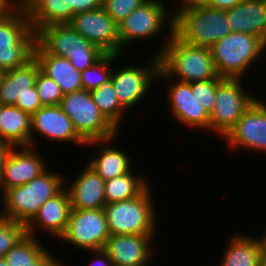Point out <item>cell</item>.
Segmentation results:
<instances>
[{
	"label": "cell",
	"mask_w": 266,
	"mask_h": 266,
	"mask_svg": "<svg viewBox=\"0 0 266 266\" xmlns=\"http://www.w3.org/2000/svg\"><path fill=\"white\" fill-rule=\"evenodd\" d=\"M35 86L43 106L59 105L64 94L59 85L41 70L38 71Z\"/></svg>",
	"instance_id": "obj_33"
},
{
	"label": "cell",
	"mask_w": 266,
	"mask_h": 266,
	"mask_svg": "<svg viewBox=\"0 0 266 266\" xmlns=\"http://www.w3.org/2000/svg\"><path fill=\"white\" fill-rule=\"evenodd\" d=\"M121 55L105 53L92 66L81 72L82 88L92 91L102 85L111 76L114 61Z\"/></svg>",
	"instance_id": "obj_31"
},
{
	"label": "cell",
	"mask_w": 266,
	"mask_h": 266,
	"mask_svg": "<svg viewBox=\"0 0 266 266\" xmlns=\"http://www.w3.org/2000/svg\"><path fill=\"white\" fill-rule=\"evenodd\" d=\"M0 266H8V264H7V262H6L4 257L0 258Z\"/></svg>",
	"instance_id": "obj_45"
},
{
	"label": "cell",
	"mask_w": 266,
	"mask_h": 266,
	"mask_svg": "<svg viewBox=\"0 0 266 266\" xmlns=\"http://www.w3.org/2000/svg\"><path fill=\"white\" fill-rule=\"evenodd\" d=\"M36 133V134H34ZM44 136L56 142L86 145L75 131L71 119L60 105L42 106L31 115L30 146H36V136Z\"/></svg>",
	"instance_id": "obj_16"
},
{
	"label": "cell",
	"mask_w": 266,
	"mask_h": 266,
	"mask_svg": "<svg viewBox=\"0 0 266 266\" xmlns=\"http://www.w3.org/2000/svg\"><path fill=\"white\" fill-rule=\"evenodd\" d=\"M109 237L103 208L72 209L67 228L59 239L90 252L104 249Z\"/></svg>",
	"instance_id": "obj_11"
},
{
	"label": "cell",
	"mask_w": 266,
	"mask_h": 266,
	"mask_svg": "<svg viewBox=\"0 0 266 266\" xmlns=\"http://www.w3.org/2000/svg\"><path fill=\"white\" fill-rule=\"evenodd\" d=\"M135 169L104 182L106 204L125 201L140 195L150 184L144 175H138Z\"/></svg>",
	"instance_id": "obj_29"
},
{
	"label": "cell",
	"mask_w": 266,
	"mask_h": 266,
	"mask_svg": "<svg viewBox=\"0 0 266 266\" xmlns=\"http://www.w3.org/2000/svg\"><path fill=\"white\" fill-rule=\"evenodd\" d=\"M156 235L122 234L110 235L104 250L108 253L113 266H136L149 264ZM153 249V250H152Z\"/></svg>",
	"instance_id": "obj_18"
},
{
	"label": "cell",
	"mask_w": 266,
	"mask_h": 266,
	"mask_svg": "<svg viewBox=\"0 0 266 266\" xmlns=\"http://www.w3.org/2000/svg\"><path fill=\"white\" fill-rule=\"evenodd\" d=\"M166 35L164 47L155 55L159 57L160 68L171 79L191 83L221 78L209 48L188 44L174 32Z\"/></svg>",
	"instance_id": "obj_2"
},
{
	"label": "cell",
	"mask_w": 266,
	"mask_h": 266,
	"mask_svg": "<svg viewBox=\"0 0 266 266\" xmlns=\"http://www.w3.org/2000/svg\"><path fill=\"white\" fill-rule=\"evenodd\" d=\"M5 72L6 71L4 69L0 68V84L2 83V80L4 78Z\"/></svg>",
	"instance_id": "obj_44"
},
{
	"label": "cell",
	"mask_w": 266,
	"mask_h": 266,
	"mask_svg": "<svg viewBox=\"0 0 266 266\" xmlns=\"http://www.w3.org/2000/svg\"><path fill=\"white\" fill-rule=\"evenodd\" d=\"M262 235H263V236H262ZM262 235L259 236V237H261L262 244H263L264 248L266 249V230H265V233L262 234Z\"/></svg>",
	"instance_id": "obj_43"
},
{
	"label": "cell",
	"mask_w": 266,
	"mask_h": 266,
	"mask_svg": "<svg viewBox=\"0 0 266 266\" xmlns=\"http://www.w3.org/2000/svg\"><path fill=\"white\" fill-rule=\"evenodd\" d=\"M223 252L220 266H261V255L264 249L261 238L231 234Z\"/></svg>",
	"instance_id": "obj_25"
},
{
	"label": "cell",
	"mask_w": 266,
	"mask_h": 266,
	"mask_svg": "<svg viewBox=\"0 0 266 266\" xmlns=\"http://www.w3.org/2000/svg\"><path fill=\"white\" fill-rule=\"evenodd\" d=\"M34 58L40 70L59 85L64 95L83 89L81 72L68 58L47 54L37 43Z\"/></svg>",
	"instance_id": "obj_22"
},
{
	"label": "cell",
	"mask_w": 266,
	"mask_h": 266,
	"mask_svg": "<svg viewBox=\"0 0 266 266\" xmlns=\"http://www.w3.org/2000/svg\"><path fill=\"white\" fill-rule=\"evenodd\" d=\"M161 0H147L118 24L121 51L135 41L155 39L167 28L173 32L174 13ZM169 9V11H168ZM171 10V11H170ZM162 30V31H161ZM127 45V46H126Z\"/></svg>",
	"instance_id": "obj_9"
},
{
	"label": "cell",
	"mask_w": 266,
	"mask_h": 266,
	"mask_svg": "<svg viewBox=\"0 0 266 266\" xmlns=\"http://www.w3.org/2000/svg\"><path fill=\"white\" fill-rule=\"evenodd\" d=\"M147 0H103L102 7L106 13L117 23L129 16L134 9Z\"/></svg>",
	"instance_id": "obj_35"
},
{
	"label": "cell",
	"mask_w": 266,
	"mask_h": 266,
	"mask_svg": "<svg viewBox=\"0 0 266 266\" xmlns=\"http://www.w3.org/2000/svg\"><path fill=\"white\" fill-rule=\"evenodd\" d=\"M261 266H266V249L264 248L261 255Z\"/></svg>",
	"instance_id": "obj_42"
},
{
	"label": "cell",
	"mask_w": 266,
	"mask_h": 266,
	"mask_svg": "<svg viewBox=\"0 0 266 266\" xmlns=\"http://www.w3.org/2000/svg\"><path fill=\"white\" fill-rule=\"evenodd\" d=\"M38 238L26 234L5 253L8 266H64L45 249Z\"/></svg>",
	"instance_id": "obj_26"
},
{
	"label": "cell",
	"mask_w": 266,
	"mask_h": 266,
	"mask_svg": "<svg viewBox=\"0 0 266 266\" xmlns=\"http://www.w3.org/2000/svg\"><path fill=\"white\" fill-rule=\"evenodd\" d=\"M265 52H266V37H265V39L263 41V53H265Z\"/></svg>",
	"instance_id": "obj_46"
},
{
	"label": "cell",
	"mask_w": 266,
	"mask_h": 266,
	"mask_svg": "<svg viewBox=\"0 0 266 266\" xmlns=\"http://www.w3.org/2000/svg\"><path fill=\"white\" fill-rule=\"evenodd\" d=\"M232 32L266 37V0H245L226 10Z\"/></svg>",
	"instance_id": "obj_21"
},
{
	"label": "cell",
	"mask_w": 266,
	"mask_h": 266,
	"mask_svg": "<svg viewBox=\"0 0 266 266\" xmlns=\"http://www.w3.org/2000/svg\"><path fill=\"white\" fill-rule=\"evenodd\" d=\"M142 65H130L112 69V84L120 103L129 110L143 100L152 83L157 81L160 69L159 57L155 54ZM147 64V66H146ZM146 94V95H145Z\"/></svg>",
	"instance_id": "obj_12"
},
{
	"label": "cell",
	"mask_w": 266,
	"mask_h": 266,
	"mask_svg": "<svg viewBox=\"0 0 266 266\" xmlns=\"http://www.w3.org/2000/svg\"><path fill=\"white\" fill-rule=\"evenodd\" d=\"M114 138L116 139V136L106 140L86 143V145H92V147L95 145L94 148L97 147L93 149L96 151V156L94 155V158H90L87 165L101 176L104 181L121 176L133 169L130 155L120 149L107 145L108 143H112L111 141L115 140ZM96 149H98V152Z\"/></svg>",
	"instance_id": "obj_23"
},
{
	"label": "cell",
	"mask_w": 266,
	"mask_h": 266,
	"mask_svg": "<svg viewBox=\"0 0 266 266\" xmlns=\"http://www.w3.org/2000/svg\"><path fill=\"white\" fill-rule=\"evenodd\" d=\"M31 115L14 105L0 109V140L13 147L30 146Z\"/></svg>",
	"instance_id": "obj_27"
},
{
	"label": "cell",
	"mask_w": 266,
	"mask_h": 266,
	"mask_svg": "<svg viewBox=\"0 0 266 266\" xmlns=\"http://www.w3.org/2000/svg\"><path fill=\"white\" fill-rule=\"evenodd\" d=\"M71 210L70 196L65 187L39 208L35 217L26 225L27 234L37 237L36 231L40 229L53 239H59L67 228Z\"/></svg>",
	"instance_id": "obj_19"
},
{
	"label": "cell",
	"mask_w": 266,
	"mask_h": 266,
	"mask_svg": "<svg viewBox=\"0 0 266 266\" xmlns=\"http://www.w3.org/2000/svg\"><path fill=\"white\" fill-rule=\"evenodd\" d=\"M36 43L47 54L68 58L80 72L92 66L105 54L69 24L42 27L36 32Z\"/></svg>",
	"instance_id": "obj_6"
},
{
	"label": "cell",
	"mask_w": 266,
	"mask_h": 266,
	"mask_svg": "<svg viewBox=\"0 0 266 266\" xmlns=\"http://www.w3.org/2000/svg\"><path fill=\"white\" fill-rule=\"evenodd\" d=\"M242 80V78L223 77L218 80L215 106L210 113V132L219 135L220 139L256 99L245 91Z\"/></svg>",
	"instance_id": "obj_10"
},
{
	"label": "cell",
	"mask_w": 266,
	"mask_h": 266,
	"mask_svg": "<svg viewBox=\"0 0 266 266\" xmlns=\"http://www.w3.org/2000/svg\"><path fill=\"white\" fill-rule=\"evenodd\" d=\"M93 252L94 255L97 256H95L96 258L91 259L90 266H113V262L111 261L108 253L104 249L91 251V253Z\"/></svg>",
	"instance_id": "obj_39"
},
{
	"label": "cell",
	"mask_w": 266,
	"mask_h": 266,
	"mask_svg": "<svg viewBox=\"0 0 266 266\" xmlns=\"http://www.w3.org/2000/svg\"><path fill=\"white\" fill-rule=\"evenodd\" d=\"M71 119L79 137L85 142L100 141L118 135V130L93 102L90 91L81 89L65 94L59 104Z\"/></svg>",
	"instance_id": "obj_8"
},
{
	"label": "cell",
	"mask_w": 266,
	"mask_h": 266,
	"mask_svg": "<svg viewBox=\"0 0 266 266\" xmlns=\"http://www.w3.org/2000/svg\"><path fill=\"white\" fill-rule=\"evenodd\" d=\"M67 186L72 209H100L106 205L104 180L87 164Z\"/></svg>",
	"instance_id": "obj_20"
},
{
	"label": "cell",
	"mask_w": 266,
	"mask_h": 266,
	"mask_svg": "<svg viewBox=\"0 0 266 266\" xmlns=\"http://www.w3.org/2000/svg\"><path fill=\"white\" fill-rule=\"evenodd\" d=\"M18 149V150H17ZM32 146L12 147L2 170L0 193L6 189L25 185L47 170V166Z\"/></svg>",
	"instance_id": "obj_17"
},
{
	"label": "cell",
	"mask_w": 266,
	"mask_h": 266,
	"mask_svg": "<svg viewBox=\"0 0 266 266\" xmlns=\"http://www.w3.org/2000/svg\"><path fill=\"white\" fill-rule=\"evenodd\" d=\"M93 102L104 117L119 131L127 109L120 103L112 84V76L97 89L90 91Z\"/></svg>",
	"instance_id": "obj_30"
},
{
	"label": "cell",
	"mask_w": 266,
	"mask_h": 266,
	"mask_svg": "<svg viewBox=\"0 0 266 266\" xmlns=\"http://www.w3.org/2000/svg\"><path fill=\"white\" fill-rule=\"evenodd\" d=\"M40 70L35 58L22 67L7 70L0 84V103L2 105H15L17 98L35 86L36 77Z\"/></svg>",
	"instance_id": "obj_28"
},
{
	"label": "cell",
	"mask_w": 266,
	"mask_h": 266,
	"mask_svg": "<svg viewBox=\"0 0 266 266\" xmlns=\"http://www.w3.org/2000/svg\"><path fill=\"white\" fill-rule=\"evenodd\" d=\"M12 145H10L9 143L0 140V178L2 175V170L4 167V163L5 160L10 152V150L12 149Z\"/></svg>",
	"instance_id": "obj_40"
},
{
	"label": "cell",
	"mask_w": 266,
	"mask_h": 266,
	"mask_svg": "<svg viewBox=\"0 0 266 266\" xmlns=\"http://www.w3.org/2000/svg\"><path fill=\"white\" fill-rule=\"evenodd\" d=\"M65 183V176L47 169L25 185L6 189L2 193L1 203L4 208L0 217L27 225L48 199L66 187Z\"/></svg>",
	"instance_id": "obj_3"
},
{
	"label": "cell",
	"mask_w": 266,
	"mask_h": 266,
	"mask_svg": "<svg viewBox=\"0 0 266 266\" xmlns=\"http://www.w3.org/2000/svg\"><path fill=\"white\" fill-rule=\"evenodd\" d=\"M70 6L74 13L95 10L102 6L100 0H70Z\"/></svg>",
	"instance_id": "obj_37"
},
{
	"label": "cell",
	"mask_w": 266,
	"mask_h": 266,
	"mask_svg": "<svg viewBox=\"0 0 266 266\" xmlns=\"http://www.w3.org/2000/svg\"><path fill=\"white\" fill-rule=\"evenodd\" d=\"M16 0H0V15L5 12Z\"/></svg>",
	"instance_id": "obj_41"
},
{
	"label": "cell",
	"mask_w": 266,
	"mask_h": 266,
	"mask_svg": "<svg viewBox=\"0 0 266 266\" xmlns=\"http://www.w3.org/2000/svg\"><path fill=\"white\" fill-rule=\"evenodd\" d=\"M168 81V105L170 116L177 123L193 129L210 131V115L200 104L196 95L191 90V85L188 82H181L171 79L161 68L158 71L157 80ZM173 80V81H171ZM171 81V82H170ZM177 81V82H176Z\"/></svg>",
	"instance_id": "obj_13"
},
{
	"label": "cell",
	"mask_w": 266,
	"mask_h": 266,
	"mask_svg": "<svg viewBox=\"0 0 266 266\" xmlns=\"http://www.w3.org/2000/svg\"><path fill=\"white\" fill-rule=\"evenodd\" d=\"M14 106L30 115L40 109L43 105L40 102L36 86L27 88V91H25L20 98H17Z\"/></svg>",
	"instance_id": "obj_36"
},
{
	"label": "cell",
	"mask_w": 266,
	"mask_h": 266,
	"mask_svg": "<svg viewBox=\"0 0 266 266\" xmlns=\"http://www.w3.org/2000/svg\"><path fill=\"white\" fill-rule=\"evenodd\" d=\"M36 32L24 7L16 0L0 15V68H19L34 58Z\"/></svg>",
	"instance_id": "obj_4"
},
{
	"label": "cell",
	"mask_w": 266,
	"mask_h": 266,
	"mask_svg": "<svg viewBox=\"0 0 266 266\" xmlns=\"http://www.w3.org/2000/svg\"><path fill=\"white\" fill-rule=\"evenodd\" d=\"M136 266H149V264H142V265H136Z\"/></svg>",
	"instance_id": "obj_47"
},
{
	"label": "cell",
	"mask_w": 266,
	"mask_h": 266,
	"mask_svg": "<svg viewBox=\"0 0 266 266\" xmlns=\"http://www.w3.org/2000/svg\"><path fill=\"white\" fill-rule=\"evenodd\" d=\"M26 10L31 28L37 32L44 26L68 24L75 14L70 0H17Z\"/></svg>",
	"instance_id": "obj_24"
},
{
	"label": "cell",
	"mask_w": 266,
	"mask_h": 266,
	"mask_svg": "<svg viewBox=\"0 0 266 266\" xmlns=\"http://www.w3.org/2000/svg\"><path fill=\"white\" fill-rule=\"evenodd\" d=\"M198 4L217 8L221 10H227L233 8L239 3L245 0H195Z\"/></svg>",
	"instance_id": "obj_38"
},
{
	"label": "cell",
	"mask_w": 266,
	"mask_h": 266,
	"mask_svg": "<svg viewBox=\"0 0 266 266\" xmlns=\"http://www.w3.org/2000/svg\"><path fill=\"white\" fill-rule=\"evenodd\" d=\"M150 185L137 197L104 206L110 235H155L157 212ZM157 222V223H156Z\"/></svg>",
	"instance_id": "obj_5"
},
{
	"label": "cell",
	"mask_w": 266,
	"mask_h": 266,
	"mask_svg": "<svg viewBox=\"0 0 266 266\" xmlns=\"http://www.w3.org/2000/svg\"><path fill=\"white\" fill-rule=\"evenodd\" d=\"M174 12L173 32L184 42L210 48L232 32L226 10L181 0Z\"/></svg>",
	"instance_id": "obj_1"
},
{
	"label": "cell",
	"mask_w": 266,
	"mask_h": 266,
	"mask_svg": "<svg viewBox=\"0 0 266 266\" xmlns=\"http://www.w3.org/2000/svg\"><path fill=\"white\" fill-rule=\"evenodd\" d=\"M27 234L26 225L0 217V258Z\"/></svg>",
	"instance_id": "obj_32"
},
{
	"label": "cell",
	"mask_w": 266,
	"mask_h": 266,
	"mask_svg": "<svg viewBox=\"0 0 266 266\" xmlns=\"http://www.w3.org/2000/svg\"><path fill=\"white\" fill-rule=\"evenodd\" d=\"M209 49L220 77L243 79L262 57L263 41L252 34L231 32Z\"/></svg>",
	"instance_id": "obj_7"
},
{
	"label": "cell",
	"mask_w": 266,
	"mask_h": 266,
	"mask_svg": "<svg viewBox=\"0 0 266 266\" xmlns=\"http://www.w3.org/2000/svg\"><path fill=\"white\" fill-rule=\"evenodd\" d=\"M68 24L104 53L120 55L118 24L102 6L95 10L75 13Z\"/></svg>",
	"instance_id": "obj_15"
},
{
	"label": "cell",
	"mask_w": 266,
	"mask_h": 266,
	"mask_svg": "<svg viewBox=\"0 0 266 266\" xmlns=\"http://www.w3.org/2000/svg\"><path fill=\"white\" fill-rule=\"evenodd\" d=\"M222 139L230 150L245 148L266 153V103L255 99Z\"/></svg>",
	"instance_id": "obj_14"
},
{
	"label": "cell",
	"mask_w": 266,
	"mask_h": 266,
	"mask_svg": "<svg viewBox=\"0 0 266 266\" xmlns=\"http://www.w3.org/2000/svg\"><path fill=\"white\" fill-rule=\"evenodd\" d=\"M220 78H211L208 80L191 82V90L204 109L210 113L215 106L217 83Z\"/></svg>",
	"instance_id": "obj_34"
}]
</instances>
